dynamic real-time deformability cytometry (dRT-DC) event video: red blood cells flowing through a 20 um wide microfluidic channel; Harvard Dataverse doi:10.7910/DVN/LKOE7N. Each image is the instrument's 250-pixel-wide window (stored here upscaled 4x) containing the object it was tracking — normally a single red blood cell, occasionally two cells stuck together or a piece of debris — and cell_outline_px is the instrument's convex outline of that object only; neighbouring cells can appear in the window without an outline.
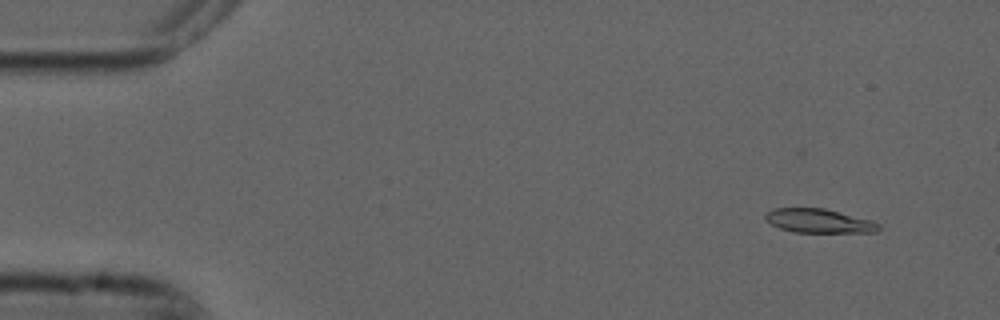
{"species": "common noctule bat (a hibernating species)", "species_latin": "Nyctalus noctula", "temperature_condition": "cold", "stored_images_in_passage": 55, "camera_frame_rate_fps": 3000, "um_per_image_px": 0.085, "animal": {"sex": "male", "forearm_length_mm": 52.5}, "frame": {"image": 1, "passage_image": 5, "time_ms": 1.333, "image_size_px": [1000, 320], "cell_outline_px": [[880, 228], [876, 232], [792, 232], [780, 228], [772, 224], [764, 216], [772, 208], [824, 208], [872, 220], [880, 224]], "centroid_in_image_um": [69.63, 18.77], "position_along_channel_um": 15.4, "area_um2": 15.72}}
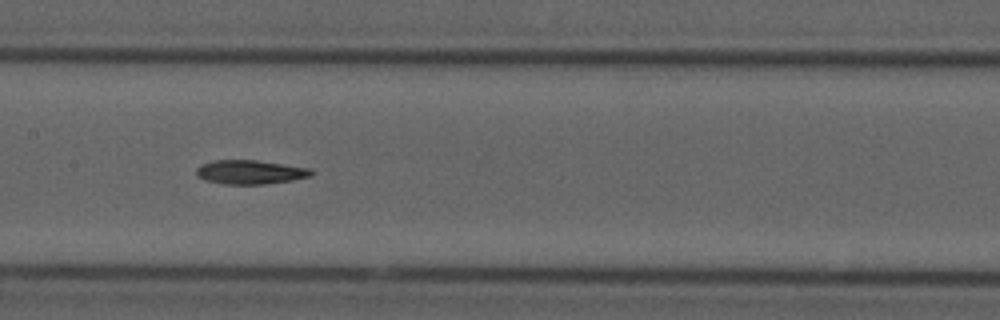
{"frame": {"image": 2, "passage_image": 27, "time_ms": 8.667, "image_size_px": [1000, 320], "cell_outline_px": [[312, 176], [292, 180], [264, 184], [220, 184], [204, 180], [196, 176], [196, 168], [204, 164], [216, 160], [256, 160], [308, 168], [312, 172]], "centroid_in_image_um": [21.22, 14.64], "position_along_channel_um": 186.2, "area_um2": 15.95}}
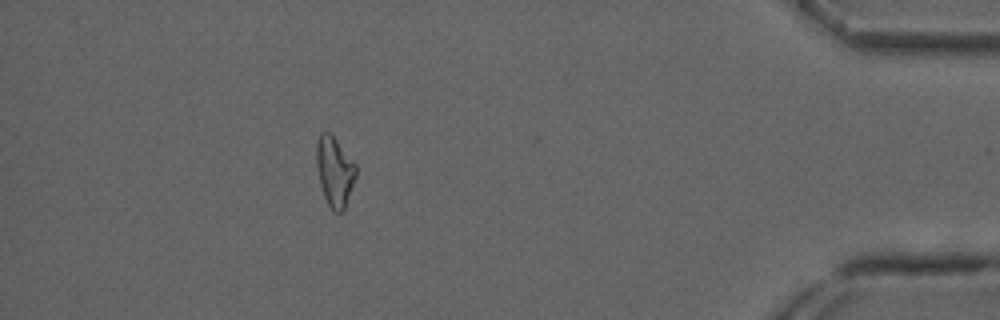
{"frame": {"image": 3, "passage_image": 49, "time_ms": 16.0, "image_size_px": [1000, 320], "cell_outline_px": [[356, 176], [344, 212], [332, 212], [324, 196], [320, 184], [316, 168], [316, 144], [320, 132], [328, 132], [336, 140], [356, 164]], "centroid_in_image_um": [28.44, 14.61], "position_along_channel_um": 406.8, "area_um2": 16.13}}